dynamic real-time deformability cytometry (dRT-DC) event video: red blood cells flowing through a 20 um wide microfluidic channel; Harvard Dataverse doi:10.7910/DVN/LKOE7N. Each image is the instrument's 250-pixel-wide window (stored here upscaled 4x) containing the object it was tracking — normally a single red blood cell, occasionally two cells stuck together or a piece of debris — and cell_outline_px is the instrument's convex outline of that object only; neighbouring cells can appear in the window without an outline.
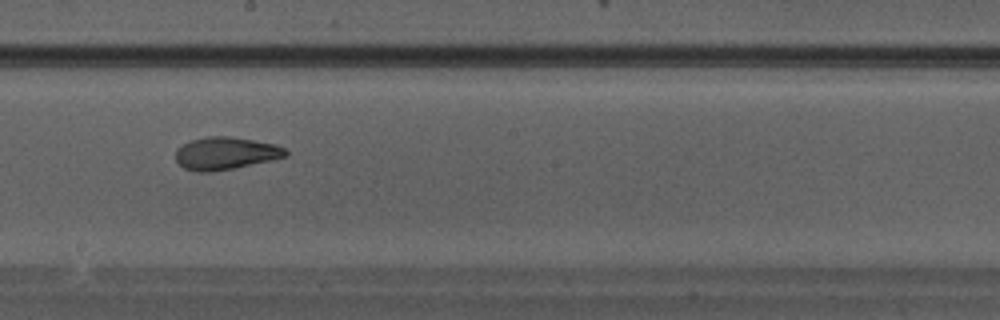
{"species": "Egyptian fruit bat (a non-hibernating species)", "species_latin": "Rousettus aegyptiacus", "temperature_condition": "warm", "stored_images_in_passage": 28, "camera_frame_rate_fps": 3000, "um_per_image_px": 0.085, "animal": {"sex": "male"}, "frame": {"image": 1, "passage_image": 16, "time_ms": 5.0, "image_size_px": [1000, 320], "cell_outline_px": [[288, 156], [272, 160], [212, 172], [196, 172], [184, 168], [176, 160], [176, 148], [192, 140], [208, 136], [228, 136], [276, 144], [284, 148], [288, 152]], "centroid_in_image_um": [19.17, 13.03], "position_along_channel_um": 229.0, "area_um2": 20.75}}